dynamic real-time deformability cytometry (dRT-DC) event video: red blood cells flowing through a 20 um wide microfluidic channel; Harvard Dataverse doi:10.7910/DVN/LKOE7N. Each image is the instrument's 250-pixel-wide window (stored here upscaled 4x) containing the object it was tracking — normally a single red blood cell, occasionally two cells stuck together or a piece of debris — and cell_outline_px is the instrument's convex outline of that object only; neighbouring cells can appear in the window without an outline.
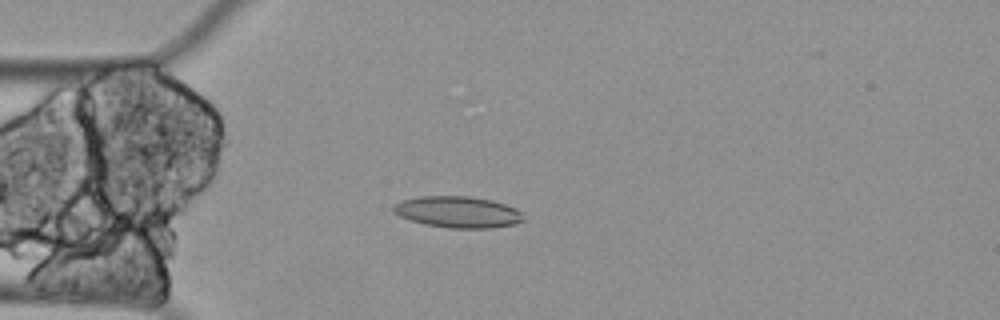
{"species": "Egyptian fruit bat (a non-hibernating species)", "species_latin": "Rousettus aegyptiacus", "temperature_condition": "cold", "stored_images_in_passage": 60, "camera_frame_rate_fps": 3000, "um_per_image_px": 0.085, "animal": {"sex": "female"}, "frame": {"image": 1, "passage_image": 15, "time_ms": 4.667, "image_size_px": [1000, 320], "cell_outline_px": [[524, 220], [516, 224], [492, 228], [448, 228], [424, 224], [408, 220], [392, 212], [392, 208], [396, 204], [404, 200], [420, 196], [468, 196], [492, 200], [516, 208], [520, 212]], "centroid_in_image_um": [38.91, 18.03], "position_along_channel_um": 46.1, "area_um2": 23.81}}
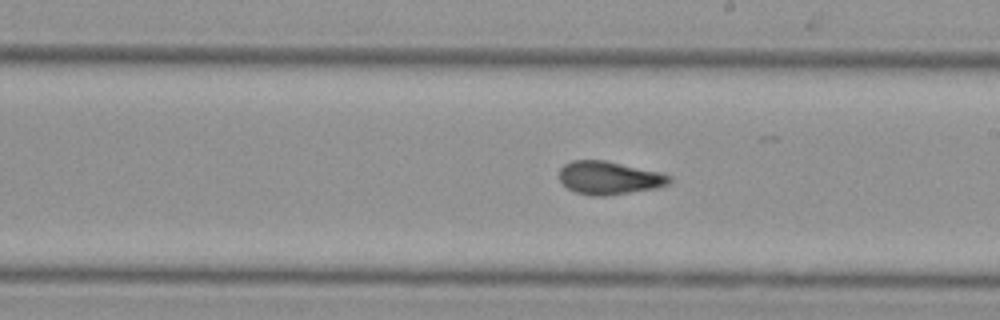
{"frame": {"image": 2, "passage_image": 33, "time_ms": 10.667, "image_size_px": [1000, 320], "cell_outline_px": [[672, 180], [668, 184], [660, 188], [604, 196], [592, 196], [576, 192], [568, 188], [560, 180], [560, 168], [564, 164], [572, 160], [604, 160], [660, 172], [672, 176]], "centroid_in_image_um": [51.81, 15.12], "position_along_channel_um": 237.2, "area_um2": 21.33}}
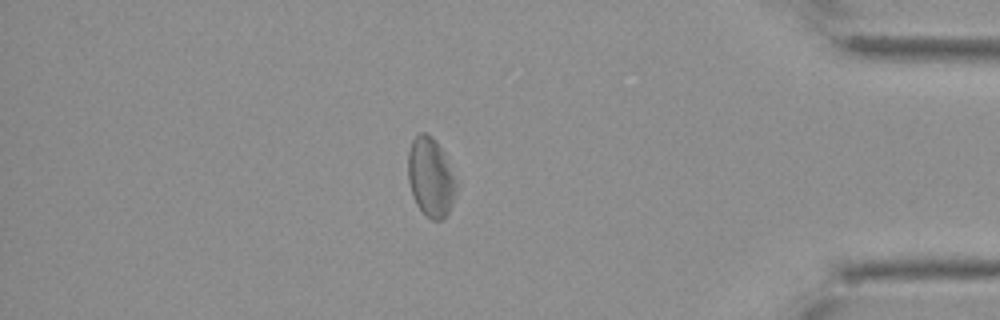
{"frame": {"image": 3, "passage_image": 51, "time_ms": 16.667, "image_size_px": [1000, 320], "cell_outline_px": [[452, 204], [448, 212], [440, 220], [432, 220], [416, 204], [412, 196], [408, 180], [408, 152], [412, 140], [420, 132], [424, 132], [432, 136], [436, 140], [444, 152], [452, 176]], "centroid_in_image_um": [36.53, 15.01], "position_along_channel_um": 398.7, "area_um2": 21.39}, "authors_computed_cell_mechanics": {"area_um2": 22.0218, "velocity_mm_per_s": 3.2645, "shape_relaxation_time_tau1_ms": null, "shape_relaxation_time_tau2_ms": 3.6155, "deformation_change_tau1": null, "deformation_change_tau2": 0.1107}}